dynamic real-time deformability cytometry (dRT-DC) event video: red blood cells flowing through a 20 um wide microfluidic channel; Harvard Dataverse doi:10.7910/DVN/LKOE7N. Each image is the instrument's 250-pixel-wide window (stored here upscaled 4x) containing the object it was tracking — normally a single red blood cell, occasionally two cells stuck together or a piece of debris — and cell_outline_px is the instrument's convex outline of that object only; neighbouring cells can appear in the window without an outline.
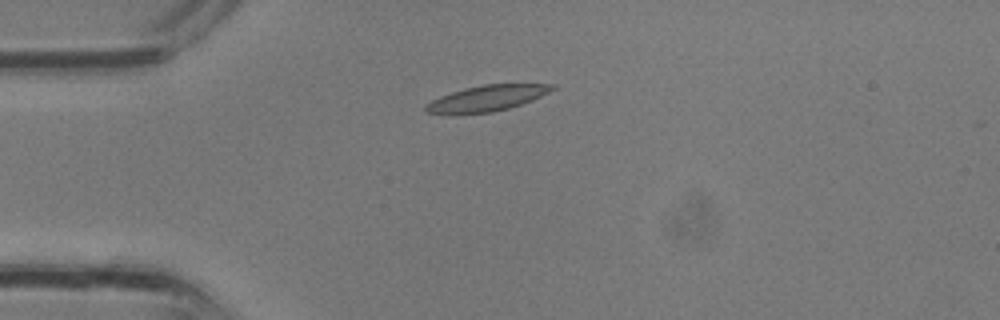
{"species": "common noctule bat (a hibernating species)", "species_latin": "Nyctalus noctula", "temperature_condition": "room temperature", "stored_images_in_passage": 16, "camera_frame_rate_fps": 3000, "um_per_image_px": 0.085, "animal": {"sex": "male", "body_mass_g": 13.3}, "frame": {"image": 1, "passage_image": 1, "time_ms": 0.0, "image_size_px": [1000, 320], "cell_outline_px": [[556, 88], [532, 100], [508, 108], [492, 112], [424, 112], [424, 104], [440, 96], [464, 88], [484, 84], [556, 84]], "centroid_in_image_um": [41.42, 8.32], "position_along_channel_um": 43.6, "area_um2": 18.44}}
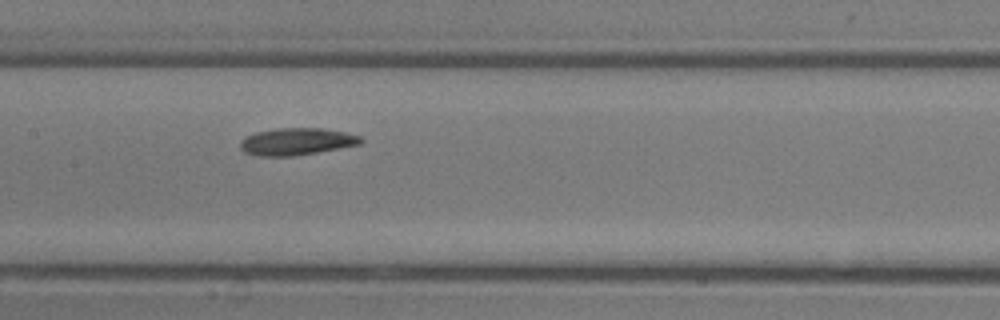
{"frame": {"image": 2, "passage_image": 9, "time_ms": 2.667, "image_size_px": [1000, 320], "cell_outline_px": [[364, 140], [360, 144], [316, 152], [292, 156], [260, 156], [244, 152], [240, 148], [240, 140], [256, 132], [276, 128], [320, 128], [344, 132], [360, 136]], "centroid_in_image_um": [25.19, 12.03], "position_along_channel_um": 182.2, "area_um2": 18.84}}
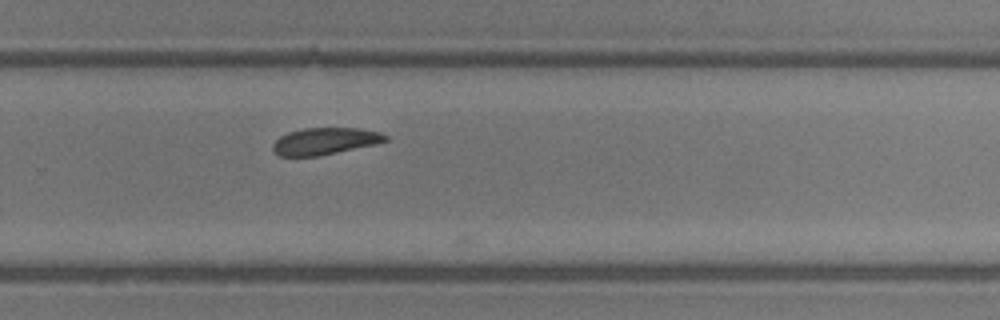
{"frame": {"image": 3, "passage_image": 15, "time_ms": 4.667, "image_size_px": [1000, 320], "cell_outline_px": [[388, 140], [376, 144], [320, 156], [280, 156], [272, 148], [272, 144], [280, 136], [288, 132], [304, 128], [360, 128], [380, 132], [388, 136]], "centroid_in_image_um": [27.64, 11.99], "position_along_channel_um": 302.2, "area_um2": 17.69}}